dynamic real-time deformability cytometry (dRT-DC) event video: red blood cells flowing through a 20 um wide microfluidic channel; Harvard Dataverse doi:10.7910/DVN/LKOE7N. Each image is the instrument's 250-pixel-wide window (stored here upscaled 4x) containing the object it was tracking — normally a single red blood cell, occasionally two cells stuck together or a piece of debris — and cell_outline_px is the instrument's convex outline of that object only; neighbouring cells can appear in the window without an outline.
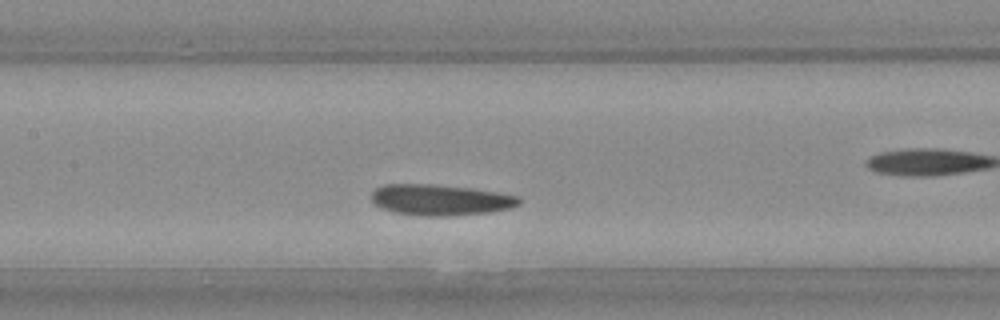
{"species": "Egyptian fruit bat (a non-hibernating species)", "species_latin": "Rousettus aegyptiacus", "temperature_condition": "warm", "stored_images_in_passage": 22, "camera_frame_rate_fps": 3000, "um_per_image_px": 0.085, "animal": {"sex": "female"}, "frame": {"image": 1, "passage_image": 7, "time_ms": 2.0, "image_size_px": [1000, 320], "cell_outline_px": [[520, 204], [508, 208], [492, 212], [448, 216], [424, 216], [396, 212], [380, 208], [372, 200], [372, 192], [376, 188], [384, 184], [428, 184], [468, 188], [520, 196]], "centroid_in_image_um": [37.42, 16.99], "position_along_channel_um": 170.0, "area_um2": 26.36}}